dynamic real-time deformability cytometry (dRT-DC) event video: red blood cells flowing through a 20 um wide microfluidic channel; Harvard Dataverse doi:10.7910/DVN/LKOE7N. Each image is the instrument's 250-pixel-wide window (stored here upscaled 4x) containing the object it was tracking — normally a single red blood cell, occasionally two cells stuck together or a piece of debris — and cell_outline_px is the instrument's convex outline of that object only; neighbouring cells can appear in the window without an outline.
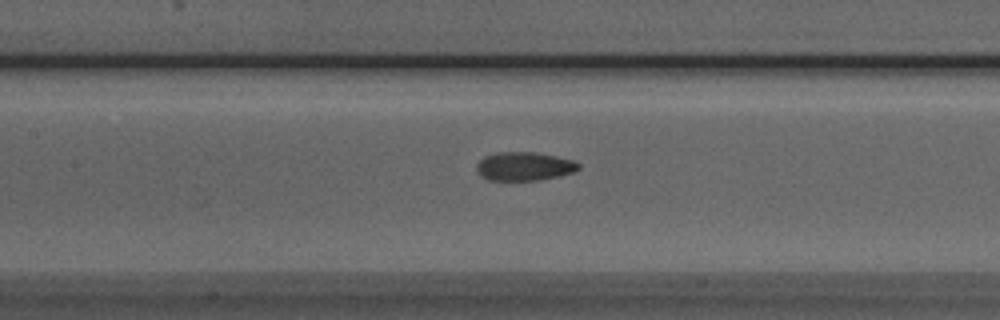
{"species": "Egyptian fruit bat (a non-hibernating species)", "species_latin": "Rousettus aegyptiacus", "temperature_condition": "room temperature", "stored_images_in_passage": 52, "segment_of_instrument_passage": [1, 2], "camera_frame_rate_fps": 3000, "um_per_image_px": 0.085, "animal": {"sex": "male"}, "frame": {"image": 1, "passage_image": 23, "time_ms": 7.333, "image_size_px": [1000, 320], "cell_outline_px": [[580, 168], [572, 172], [540, 180], [488, 180], [480, 176], [476, 168], [476, 164], [484, 156], [496, 152], [536, 152], [556, 156], [572, 160], [580, 164]], "centroid_in_image_um": [44.52, 14.13], "position_along_channel_um": 162.9, "area_um2": 16.99}}
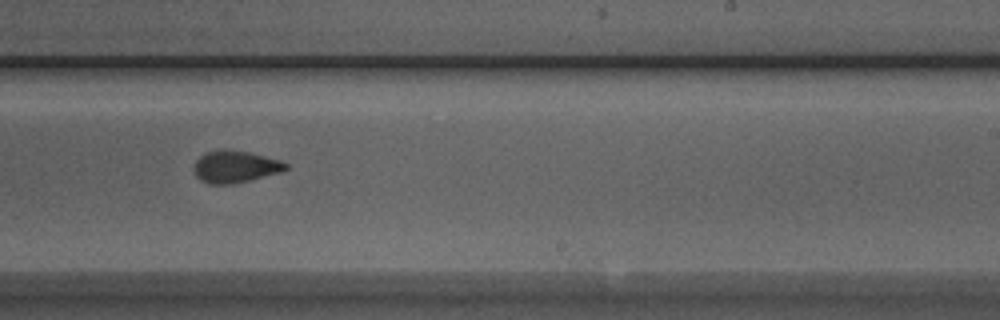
{"frame": {"image": 2, "passage_image": 31, "time_ms": 10.0, "image_size_px": [1000, 320], "cell_outline_px": [[288, 168], [280, 172], [236, 184], [208, 184], [200, 180], [196, 176], [192, 168], [196, 160], [200, 156], [208, 152], [224, 148], [248, 152], [280, 160], [288, 164]], "centroid_in_image_um": [19.96, 14.17], "position_along_channel_um": 269.0, "area_um2": 17.28}}
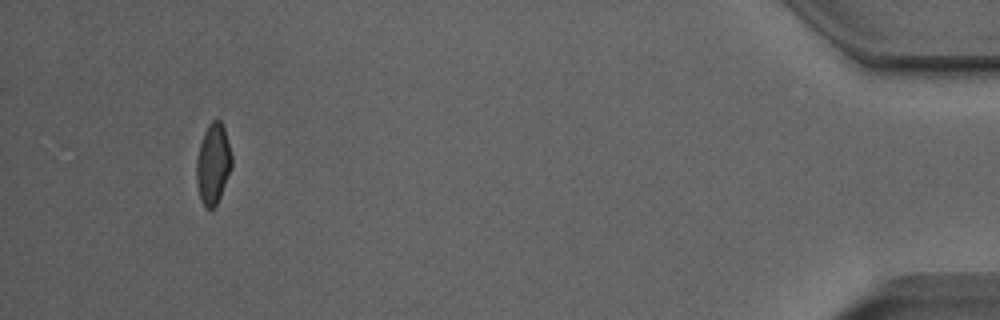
{"frame": {"image": 3, "passage_image": 48, "time_ms": 15.667, "image_size_px": [1000, 320], "cell_outline_px": [[232, 168], [220, 196], [216, 204], [212, 208], [204, 208], [200, 200], [196, 180], [196, 160], [200, 144], [204, 132], [208, 124], [212, 120], [220, 120], [224, 128], [232, 156]], "centroid_in_image_um": [18.1, 13.93], "position_along_channel_um": 417.1, "area_um2": 16.59}}